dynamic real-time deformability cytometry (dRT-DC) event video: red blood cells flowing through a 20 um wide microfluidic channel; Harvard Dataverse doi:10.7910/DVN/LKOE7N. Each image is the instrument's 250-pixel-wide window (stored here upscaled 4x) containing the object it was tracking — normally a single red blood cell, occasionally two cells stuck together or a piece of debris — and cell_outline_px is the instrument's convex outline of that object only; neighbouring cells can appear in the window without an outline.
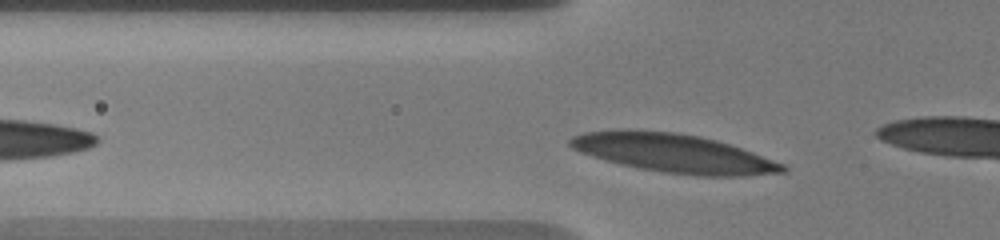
{"species": "human", "species_latin": "Homo sapiens", "temperature_condition": "warm", "stored_images_in_passage": 34, "camera_frame_rate_fps": 3000, "um_per_image_px": 0.085, "donor": {"sex": "male"}, "frame": {"image": 1, "passage_image": 3, "time_ms": 0.667, "image_size_px": [1000, 240], "cell_outline_px": [[788, 168], [784, 172], [744, 176], [696, 176], [664, 172], [640, 168], [620, 164], [580, 152], [572, 148], [568, 144], [568, 140], [572, 136], [584, 132], [620, 128], [628, 128], [676, 132], [700, 136], [716, 140], [752, 152], [784, 164]], "centroid_in_image_um": [57.21, 13.0], "position_along_channel_um": 68.6, "area_um2": 48.09}}
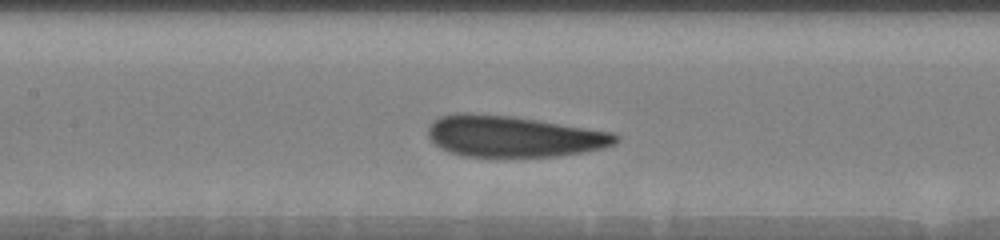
{"frame": {"image": 2, "passage_image": 11, "time_ms": 3.333, "image_size_px": [1000, 240], "cell_outline_px": [[620, 140], [616, 144], [604, 148], [584, 152], [556, 156], [464, 156], [448, 152], [440, 148], [428, 136], [428, 128], [432, 120], [440, 116], [456, 112], [468, 112], [512, 116], [612, 132], [620, 136]], "centroid_in_image_um": [43.63, 11.58], "position_along_channel_um": 163.8, "area_um2": 45.2}}
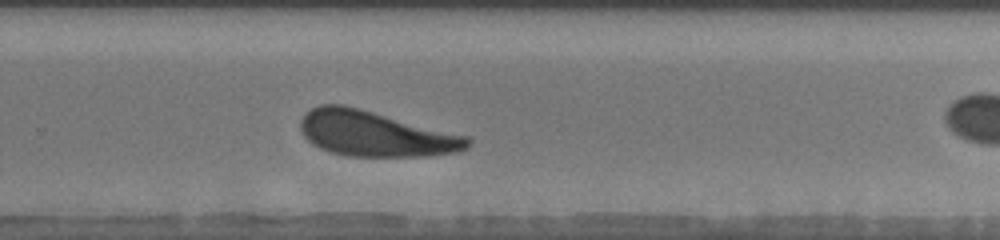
{"frame": {"image": 3, "passage_image": 22, "time_ms": 7.0, "image_size_px": [1000, 240], "cell_outline_px": [[472, 144], [468, 148], [460, 152], [428, 156], [348, 156], [332, 152], [320, 148], [308, 140], [304, 136], [300, 128], [300, 120], [304, 112], [320, 104], [344, 104], [360, 108], [468, 136], [472, 140]], "centroid_in_image_um": [31.92, 11.36], "position_along_channel_um": 297.9, "area_um2": 44.45}}